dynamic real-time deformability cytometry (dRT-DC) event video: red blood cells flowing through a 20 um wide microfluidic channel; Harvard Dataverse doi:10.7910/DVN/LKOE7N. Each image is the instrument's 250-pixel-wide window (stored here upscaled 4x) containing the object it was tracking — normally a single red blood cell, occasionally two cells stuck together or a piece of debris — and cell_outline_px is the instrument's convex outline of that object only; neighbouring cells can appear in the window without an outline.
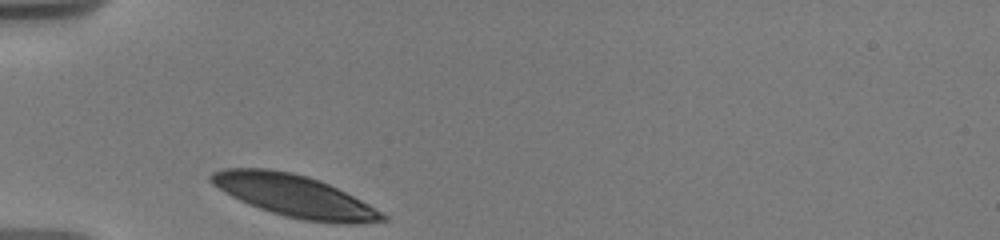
{"species": "human", "species_latin": "Homo sapiens", "temperature_condition": "warm", "stored_images_in_passage": 2, "camera_frame_rate_fps": 3000, "um_per_image_px": 0.085, "donor": {"sex": "male"}, "frame": {"image": 1, "passage_image": 1, "time_ms": 0.0, "image_size_px": [1000, 240], "cell_outline_px": [[388, 220], [356, 224], [340, 224], [304, 220], [284, 216], [260, 208], [240, 200], [232, 196], [212, 184], [208, 180], [208, 176], [212, 172], [224, 168], [268, 168], [292, 172], [308, 176], [320, 180], [384, 212], [388, 216]], "centroid_in_image_um": [25.04, 16.65], "position_along_channel_um": 60.0, "area_um2": 41.85}}